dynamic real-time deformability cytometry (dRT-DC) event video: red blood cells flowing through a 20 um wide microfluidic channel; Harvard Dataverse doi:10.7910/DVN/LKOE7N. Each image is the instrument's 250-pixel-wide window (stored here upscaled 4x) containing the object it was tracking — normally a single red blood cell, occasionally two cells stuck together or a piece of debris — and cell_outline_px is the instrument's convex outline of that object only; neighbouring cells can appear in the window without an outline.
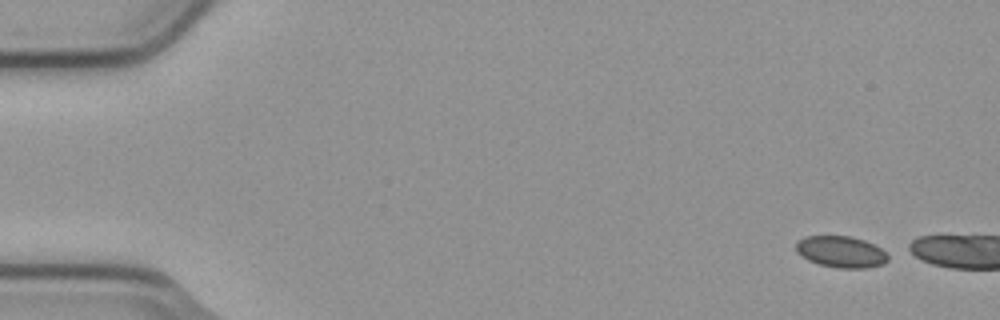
{"species": "common noctule bat (a hibernating species)", "species_latin": "Nyctalus noctula", "temperature_condition": "cold", "stored_images_in_passage": 2, "camera_frame_rate_fps": 3000, "um_per_image_px": 0.085, "animal": {"sex": "male", "body_mass_g": 23.1, "forearm_length_mm": 52.7}, "frame": {"image": 1, "passage_image": 1, "time_ms": 0.0, "image_size_px": [1000, 320], "cell_outline_px": [[888, 260], [884, 264], [868, 268], [836, 268], [820, 264], [808, 260], [796, 252], [796, 240], [804, 236], [852, 236], [864, 240], [880, 248], [888, 256]], "centroid_in_image_um": [71.46, 21.4], "position_along_channel_um": 13.5, "area_um2": 16.94}}